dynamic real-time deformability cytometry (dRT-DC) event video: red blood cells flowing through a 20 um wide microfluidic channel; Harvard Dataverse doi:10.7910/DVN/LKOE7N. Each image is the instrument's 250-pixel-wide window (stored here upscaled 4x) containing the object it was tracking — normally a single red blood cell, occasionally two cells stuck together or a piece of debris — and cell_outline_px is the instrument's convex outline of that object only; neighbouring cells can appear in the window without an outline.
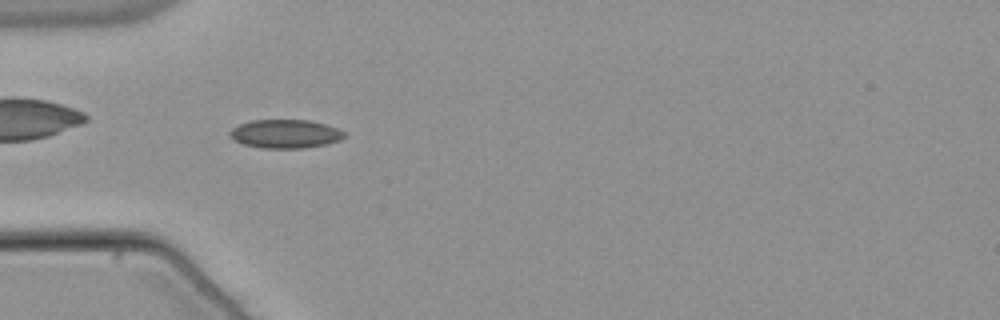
{"species": "common noctule bat (a hibernating species)", "species_latin": "Nyctalus noctula", "temperature_condition": "warm", "stored_images_in_passage": 53, "camera_frame_rate_fps": 3000, "um_per_image_px": 0.085, "animal": {"sex": "male", "body_mass_g": 21.5, "forearm_length_mm": 52.0}, "frame": {"image": 1, "passage_image": 16, "time_ms": 5.0, "image_size_px": [1000, 320], "cell_outline_px": [[344, 136], [340, 140], [324, 144], [304, 148], [260, 148], [244, 144], [232, 140], [228, 136], [228, 132], [232, 128], [240, 124], [252, 120], [308, 120], [324, 124], [336, 128], [344, 132]], "centroid_in_image_um": [24.18, 11.38], "position_along_channel_um": 60.8, "area_um2": 19.02}}
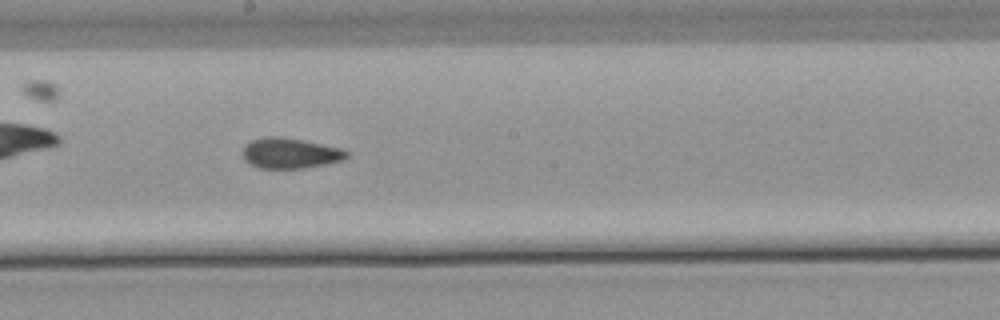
{"frame": {"image": 2, "passage_image": 29, "time_ms": 9.333, "image_size_px": [1000, 320], "cell_outline_px": [[348, 156], [344, 160], [304, 168], [260, 168], [244, 160], [244, 144], [252, 140], [264, 136], [280, 136], [304, 140], [344, 148], [348, 152]], "centroid_in_image_um": [24.69, 13.0], "position_along_channel_um": 223.5, "area_um2": 18.55}}
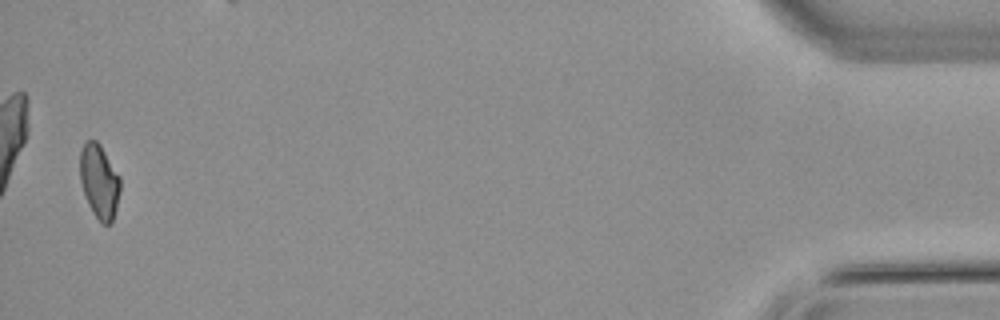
{"frame": {"image": 3, "passage_image": 52, "time_ms": 17.0, "image_size_px": [1000, 320], "cell_outline_px": [[120, 192], [116, 208], [112, 220], [108, 224], [100, 224], [92, 212], [88, 204], [80, 180], [80, 152], [84, 144], [88, 140], [96, 140], [100, 144], [120, 176]], "centroid_in_image_um": [8.44, 15.43], "position_along_channel_um": 426.8, "area_um2": 17.34}, "authors_computed_cell_mechanics": {"area_um2": 18.2648, "velocity_mm_per_s": 3.8227, "shape_relaxation_time_tau1_ms": null, "shape_relaxation_time_tau2_ms": 4.6428, "deformation_change_tau1": null, "deformation_change_tau2": 0.0735}}